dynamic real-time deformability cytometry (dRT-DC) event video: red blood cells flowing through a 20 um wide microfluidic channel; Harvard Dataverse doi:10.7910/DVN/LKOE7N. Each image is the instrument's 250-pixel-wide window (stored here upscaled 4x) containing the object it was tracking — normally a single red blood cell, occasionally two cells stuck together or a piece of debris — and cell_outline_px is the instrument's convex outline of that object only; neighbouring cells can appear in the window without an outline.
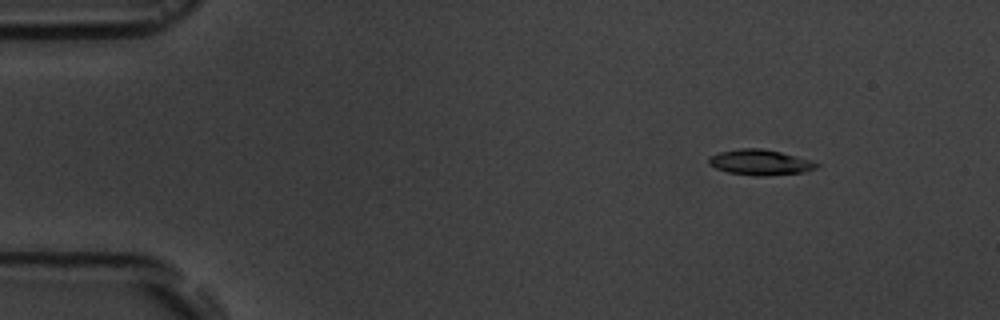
{"species": "common noctule bat (a hibernating species)", "species_latin": "Nyctalus noctula", "temperature_condition": "room temperature", "stored_images_in_passage": 6, "segment_of_instrument_passage": [1, 2], "camera_frame_rate_fps": 3000, "um_per_image_px": 0.085, "animal": {"sex": "male", "body_mass_g": 19.5, "forearm_length_mm": 54.6}, "frame": {"image": 1, "passage_image": 2, "time_ms": 2.0, "image_size_px": [1000, 320], "cell_outline_px": [[820, 164], [816, 168], [804, 172], [764, 176], [756, 176], [728, 172], [716, 168], [708, 164], [708, 160], [712, 156], [720, 152], [740, 148], [760, 148], [780, 152], [796, 156]], "centroid_in_image_um": [64.6, 13.8], "position_along_channel_um": 20.4, "area_um2": 15.78}}